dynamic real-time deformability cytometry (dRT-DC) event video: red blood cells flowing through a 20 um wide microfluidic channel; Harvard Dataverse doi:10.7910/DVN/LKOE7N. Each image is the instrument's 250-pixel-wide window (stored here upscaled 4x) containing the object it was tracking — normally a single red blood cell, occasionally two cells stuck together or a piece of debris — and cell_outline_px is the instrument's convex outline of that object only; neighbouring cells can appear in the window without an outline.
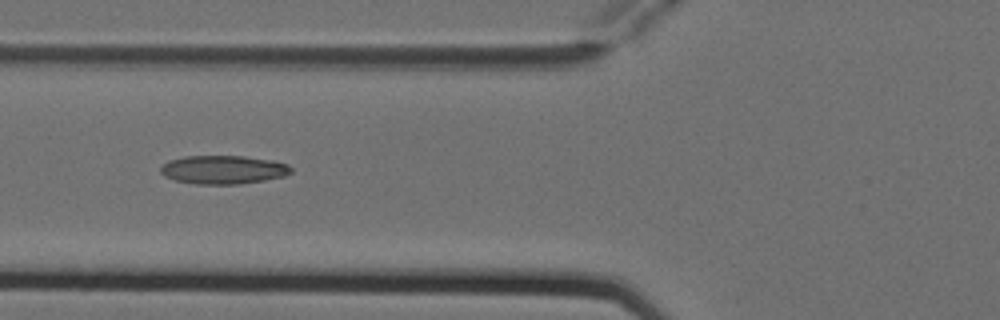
{"species": "Egyptian fruit bat (a non-hibernating species)", "species_latin": "Rousettus aegyptiacus", "temperature_condition": "cold", "stored_images_in_passage": 7, "camera_frame_rate_fps": 3000, "um_per_image_px": 0.085, "animal": {"sex": "female"}, "frame": {"image": 1, "passage_image": 6, "time_ms": 1.667, "image_size_px": [1000, 320], "cell_outline_px": [[292, 172], [284, 176], [264, 180], [240, 184], [196, 184], [176, 180], [164, 176], [160, 172], [160, 168], [168, 160], [184, 156], [244, 156], [272, 160], [288, 164], [292, 168]], "centroid_in_image_um": [18.98, 14.42], "position_along_channel_um": 106.8, "area_um2": 21.73}}
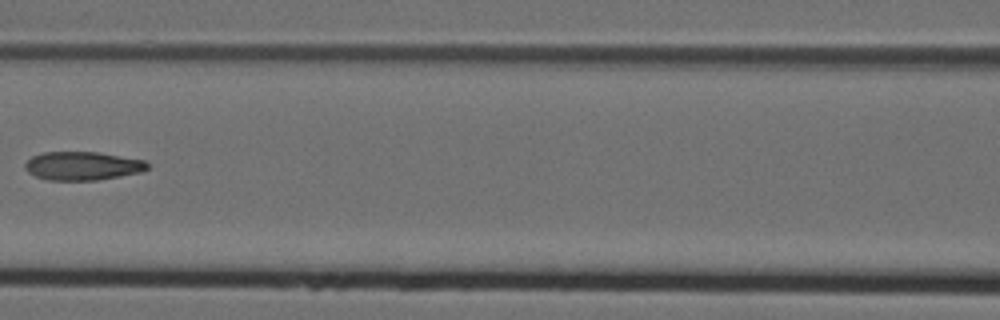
{"frame": {"image": 2, "passage_image": 7, "time_ms": 2.0, "image_size_px": [1000, 320], "cell_outline_px": [[148, 168], [140, 172], [120, 176], [96, 180], [48, 180], [36, 176], [28, 172], [24, 168], [24, 164], [32, 156], [44, 152], [96, 152], [144, 160], [148, 164]], "centroid_in_image_um": [6.98, 14.1], "position_along_channel_um": 159.6, "area_um2": 20.17}}